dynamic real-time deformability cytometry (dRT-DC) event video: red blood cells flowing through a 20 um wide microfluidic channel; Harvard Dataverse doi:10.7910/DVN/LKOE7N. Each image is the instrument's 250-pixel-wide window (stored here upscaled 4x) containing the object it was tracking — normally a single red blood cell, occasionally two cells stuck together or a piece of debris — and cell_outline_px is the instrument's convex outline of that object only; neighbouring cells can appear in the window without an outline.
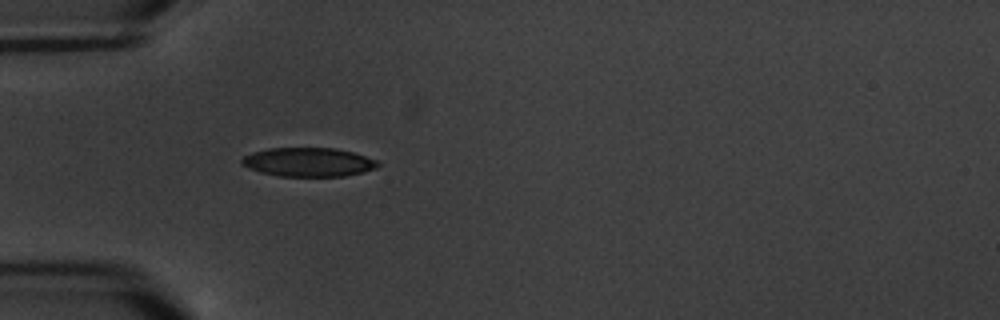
{"species": "common noctule bat (a hibernating species)", "species_latin": "Nyctalus noctula", "temperature_condition": "warm", "stored_images_in_passage": 4, "camera_frame_rate_fps": 3000, "um_per_image_px": 0.085, "animal": {"sex": "male", "body_mass_g": 20.1, "forearm_length_mm": 53.5}, "frame": {"image": 1, "passage_image": 4, "time_ms": 4.333, "image_size_px": [1000, 320], "cell_outline_px": [[380, 164], [376, 168], [364, 172], [344, 176], [276, 176], [260, 172], [248, 168], [240, 164], [240, 160], [244, 156], [252, 152], [268, 148], [336, 148], [352, 152], [376, 160]], "centroid_in_image_um": [26.18, 13.78], "position_along_channel_um": 58.8, "area_um2": 23.0}}